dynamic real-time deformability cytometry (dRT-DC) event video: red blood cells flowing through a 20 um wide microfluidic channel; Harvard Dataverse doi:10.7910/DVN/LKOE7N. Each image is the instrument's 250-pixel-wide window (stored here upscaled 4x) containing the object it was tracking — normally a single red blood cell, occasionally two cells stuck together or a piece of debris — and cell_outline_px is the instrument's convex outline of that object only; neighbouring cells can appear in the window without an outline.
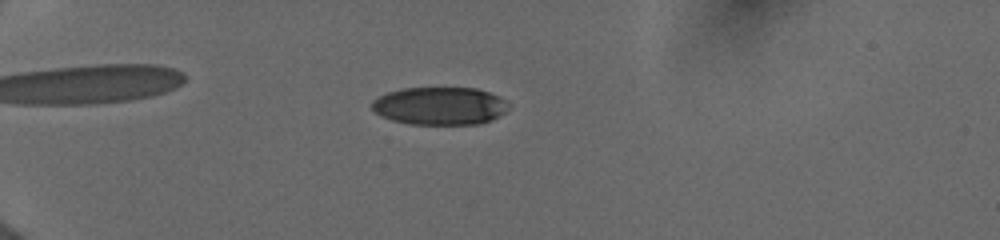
{"species": "human", "species_latin": "Homo sapiens", "temperature_condition": "cold", "stored_images_in_passage": 22, "camera_frame_rate_fps": 3000, "um_per_image_px": 0.085, "donor": {"sex": "female"}, "frame": {"image": 1, "passage_image": 10, "time_ms": 3.333, "image_size_px": [1000, 240], "cell_outline_px": [[512, 104], [504, 112], [492, 120], [480, 124], [412, 124], [392, 120], [380, 116], [372, 108], [372, 100], [388, 92], [404, 88], [476, 88], [500, 96]], "centroid_in_image_um": [37.42, 9.0], "position_along_channel_um": 47.6, "area_um2": 30.23}}
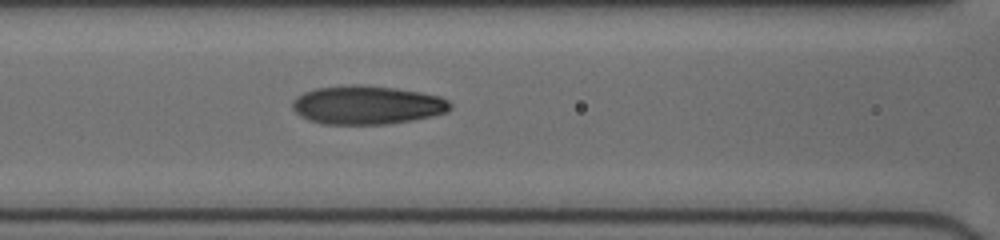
{"frame": {"image": 2, "passage_image": 17, "time_ms": 6.667, "image_size_px": [1000, 240], "cell_outline_px": [[452, 108], [448, 112], [432, 116], [412, 120], [388, 124], [324, 124], [308, 120], [300, 116], [292, 108], [292, 100], [296, 96], [304, 92], [316, 88], [352, 84], [360, 84], [396, 88], [420, 92], [440, 96], [448, 100], [452, 104]], "centroid_in_image_um": [31.2, 8.92], "position_along_channel_um": 135.4, "area_um2": 35.84}}
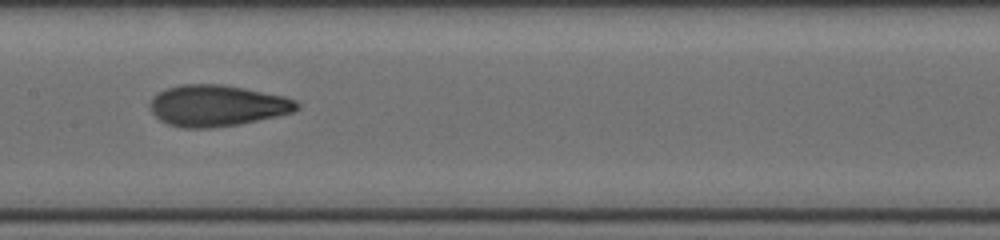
{"frame": {"image": 3, "passage_image": 20, "time_ms": 8.0, "image_size_px": [1000, 240], "cell_outline_px": [[300, 108], [292, 112], [276, 116], [240, 124], [212, 128], [184, 128], [168, 124], [160, 120], [152, 112], [148, 104], [152, 96], [168, 88], [180, 84], [224, 84], [284, 96], [296, 100], [300, 104]], "centroid_in_image_um": [18.44, 8.98], "position_along_channel_um": 189.0, "area_um2": 35.43}}